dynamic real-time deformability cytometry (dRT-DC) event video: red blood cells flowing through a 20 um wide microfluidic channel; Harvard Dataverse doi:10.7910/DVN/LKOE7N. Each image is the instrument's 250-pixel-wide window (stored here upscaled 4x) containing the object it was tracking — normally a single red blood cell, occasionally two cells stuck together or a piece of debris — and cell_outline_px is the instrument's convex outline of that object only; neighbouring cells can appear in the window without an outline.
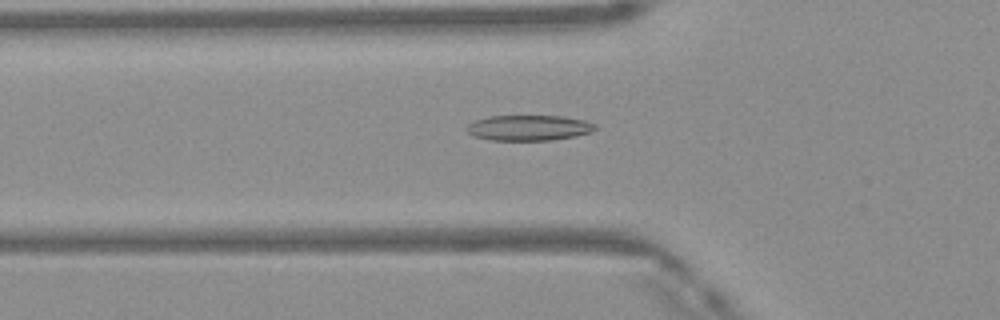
{"species": "Egyptian fruit bat (a non-hibernating species)", "species_latin": "Rousettus aegyptiacus", "temperature_condition": "warm", "stored_images_in_passage": 49, "camera_frame_rate_fps": 3000, "um_per_image_px": 0.085, "frame": {"image": 1, "passage_image": 17, "time_ms": 5.333, "image_size_px": [1000, 320], "cell_outline_px": [[596, 128], [592, 132], [576, 136], [552, 140], [492, 140], [472, 136], [464, 128], [468, 124], [476, 120], [488, 116], [564, 116], [584, 120], [596, 124]], "centroid_in_image_um": [44.94, 10.86], "position_along_channel_um": 80.9, "area_um2": 19.19}}
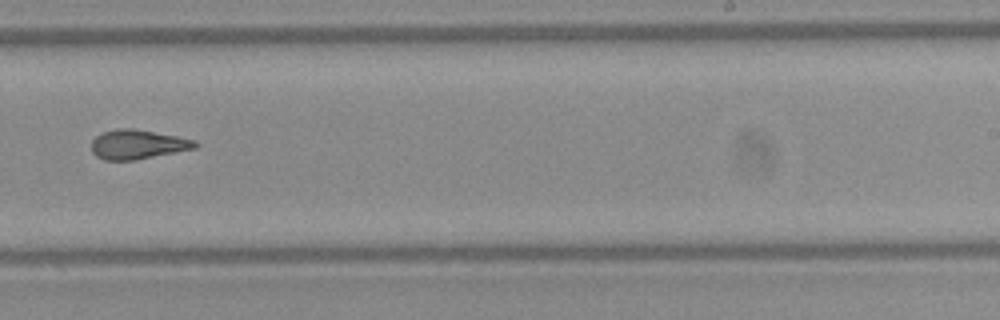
{"frame": {"image": 2, "passage_image": 31, "time_ms": 10.0, "image_size_px": [1000, 320], "cell_outline_px": [[200, 144], [196, 148], [136, 160], [104, 160], [96, 156], [92, 152], [92, 140], [96, 136], [104, 132], [116, 128], [132, 128], [176, 136], [196, 140]], "centroid_in_image_um": [11.71, 12.28], "position_along_channel_um": 277.3, "area_um2": 17.74}}
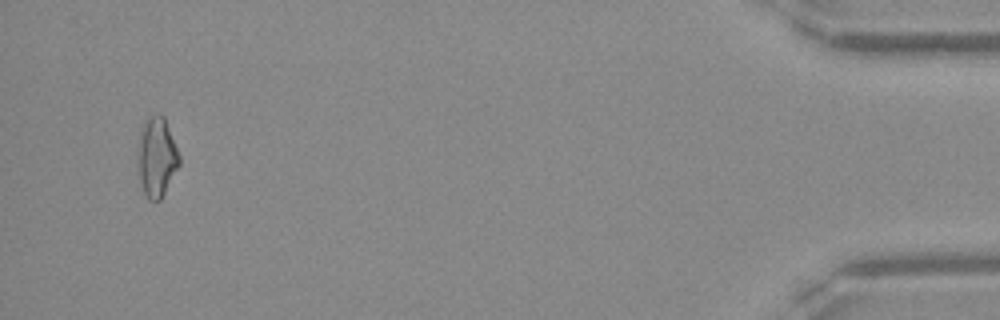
{"frame": {"image": 3, "passage_image": 47, "time_ms": 15.333, "image_size_px": [1000, 320], "cell_outline_px": [[180, 164], [160, 200], [148, 200], [144, 192], [140, 180], [136, 164], [136, 148], [140, 128], [144, 120], [148, 116], [156, 112], [164, 116], [180, 156]], "centroid_in_image_um": [13.27, 13.29], "position_along_channel_um": 421.9, "area_um2": 19.77}, "authors_computed_cell_mechanics": {"area_um2": 18.4382, "velocity_mm_per_s": 4.1909, "shape_relaxation_time_tau1_ms": null, "shape_relaxation_time_tau2_ms": 2.0252, "deformation_change_tau1": null, "deformation_change_tau2": 0.1119}}